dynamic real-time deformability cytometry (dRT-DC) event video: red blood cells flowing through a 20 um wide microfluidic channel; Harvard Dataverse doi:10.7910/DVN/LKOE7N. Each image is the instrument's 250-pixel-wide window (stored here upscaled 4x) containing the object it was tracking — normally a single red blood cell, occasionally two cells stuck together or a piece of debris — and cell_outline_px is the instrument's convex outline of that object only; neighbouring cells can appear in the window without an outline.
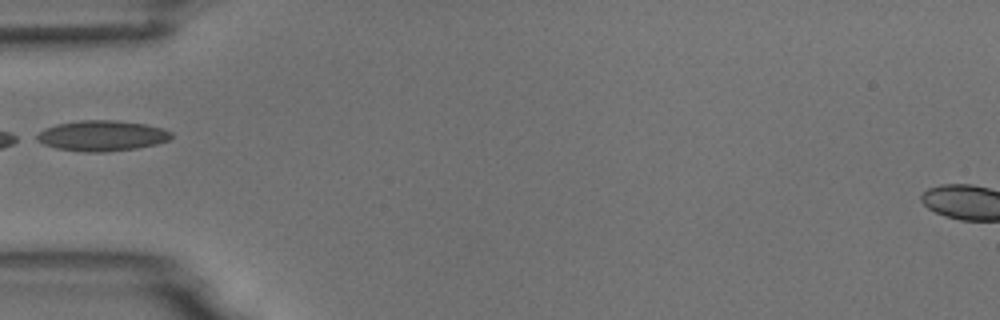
{"species": "common noctule bat (a hibernating species)", "species_latin": "Nyctalus noctula", "temperature_condition": "room temperature", "stored_images_in_passage": 6, "camera_frame_rate_fps": 3000, "um_per_image_px": 0.085, "animal": {"sex": "male", "body_mass_g": 18.8}, "frame": {"image": 1, "passage_image": 5, "time_ms": 4.667, "image_size_px": [1000, 320], "cell_outline_px": [[172, 136], [168, 140], [156, 144], [136, 148], [104, 152], [84, 152], [56, 148], [44, 144], [36, 140], [32, 136], [44, 128], [56, 124], [80, 120], [116, 120], [144, 124], [164, 128], [172, 132]], "centroid_in_image_um": [8.62, 11.53], "position_along_channel_um": 76.4, "area_um2": 24.1}}